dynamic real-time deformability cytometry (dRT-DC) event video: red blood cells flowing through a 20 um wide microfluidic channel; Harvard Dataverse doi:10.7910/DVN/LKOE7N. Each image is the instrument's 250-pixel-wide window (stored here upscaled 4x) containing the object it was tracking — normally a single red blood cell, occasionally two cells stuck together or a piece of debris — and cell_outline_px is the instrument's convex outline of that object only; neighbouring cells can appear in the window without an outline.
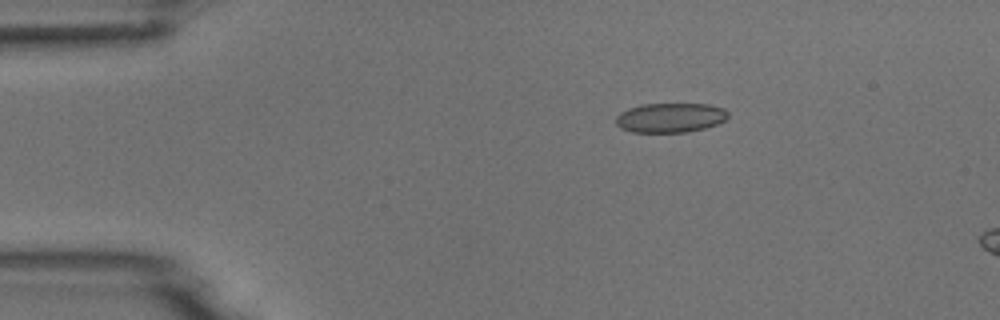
{"species": "common noctule bat (a hibernating species)", "species_latin": "Nyctalus noctula", "temperature_condition": "room temperature", "stored_images_in_passage": 4, "camera_frame_rate_fps": 3000, "um_per_image_px": 0.085, "animal": {"sex": "male", "body_mass_g": 18.8}, "frame": {"image": 1, "passage_image": 2, "time_ms": 2.0, "image_size_px": [1000, 320], "cell_outline_px": [[728, 116], [724, 120], [716, 124], [704, 128], [684, 132], [632, 132], [620, 128], [616, 124], [616, 116], [620, 112], [628, 108], [640, 104], [708, 104], [724, 108], [728, 112]], "centroid_in_image_um": [56.94, 9.99], "position_along_channel_um": 28.1, "area_um2": 19.31}}